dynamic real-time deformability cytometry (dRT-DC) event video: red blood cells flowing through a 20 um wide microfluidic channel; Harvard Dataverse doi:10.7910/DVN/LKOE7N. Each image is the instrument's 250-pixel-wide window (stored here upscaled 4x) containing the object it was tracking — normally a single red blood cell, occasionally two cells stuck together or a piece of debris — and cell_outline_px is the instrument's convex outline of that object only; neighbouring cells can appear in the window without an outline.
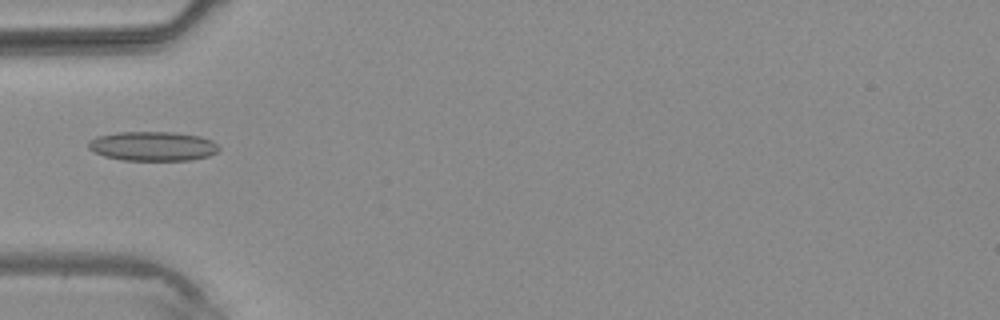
{"species": "common noctule bat (a hibernating species)", "species_latin": "Nyctalus noctula", "temperature_condition": "warm", "stored_images_in_passage": 4, "camera_frame_rate_fps": 3000, "um_per_image_px": 0.085, "animal": {"sex": "male", "body_mass_g": 20.4}, "frame": {"image": 1, "passage_image": 4, "time_ms": 4.667, "image_size_px": [1000, 320], "cell_outline_px": [[220, 148], [216, 152], [208, 156], [192, 160], [120, 160], [104, 156], [92, 152], [88, 148], [88, 140], [96, 136], [116, 132], [172, 132], [200, 136], [212, 140]], "centroid_in_image_um": [12.94, 12.42], "position_along_channel_um": 72.1, "area_um2": 22.54}}